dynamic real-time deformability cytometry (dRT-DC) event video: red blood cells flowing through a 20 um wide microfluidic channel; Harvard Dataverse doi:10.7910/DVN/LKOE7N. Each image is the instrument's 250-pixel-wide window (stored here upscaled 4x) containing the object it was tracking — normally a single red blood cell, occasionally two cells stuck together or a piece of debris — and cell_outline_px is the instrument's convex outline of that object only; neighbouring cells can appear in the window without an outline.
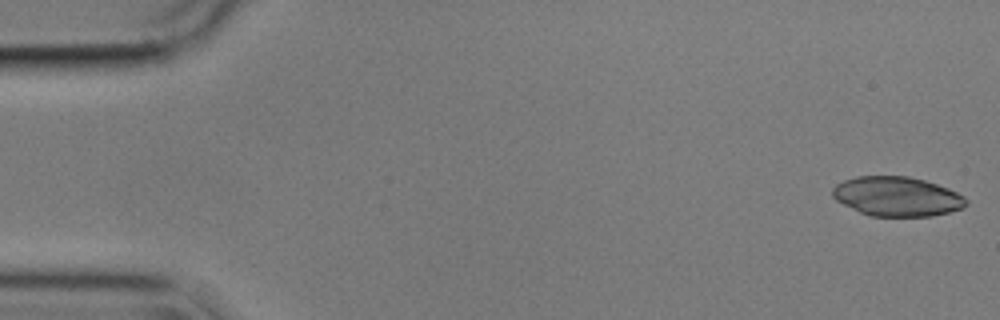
{"species": "common noctule bat (a hibernating species)", "species_latin": "Nyctalus noctula", "temperature_condition": "cold", "stored_images_in_passage": 54, "camera_frame_rate_fps": 3000, "um_per_image_px": 0.085, "animal": {"sex": "male", "body_mass_g": 17.9}, "frame": {"image": 1, "passage_image": 1, "time_ms": 0.0, "image_size_px": [1000, 320], "cell_outline_px": [[968, 204], [964, 208], [932, 216], [872, 216], [860, 212], [836, 200], [832, 196], [832, 188], [836, 184], [844, 180], [856, 176], [908, 176], [924, 180], [948, 188], [964, 196], [968, 200]], "centroid_in_image_um": [76.26, 16.7], "position_along_channel_um": 8.7, "area_um2": 30.75}}